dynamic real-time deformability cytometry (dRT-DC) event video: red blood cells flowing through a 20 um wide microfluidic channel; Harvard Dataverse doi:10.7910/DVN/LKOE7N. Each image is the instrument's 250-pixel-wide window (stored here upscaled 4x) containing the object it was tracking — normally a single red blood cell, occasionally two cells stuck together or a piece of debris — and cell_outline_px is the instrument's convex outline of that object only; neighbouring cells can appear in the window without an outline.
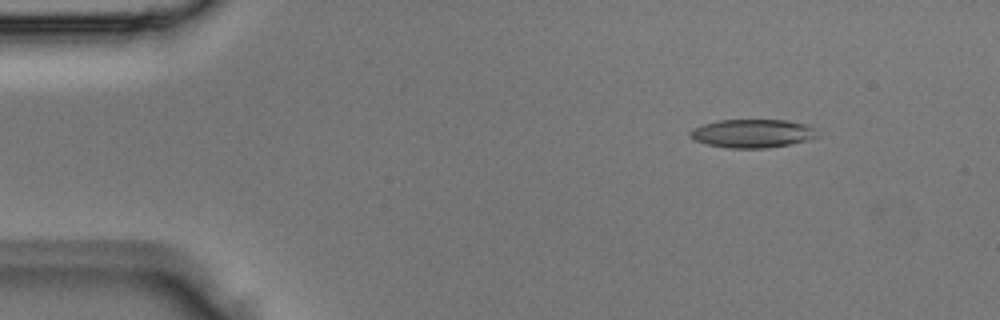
{"species": "Egyptian fruit bat (a non-hibernating species)", "species_latin": "Rousettus aegyptiacus", "temperature_condition": "room temperature", "stored_images_in_passage": 4, "segment_of_instrument_passage": [1, 2], "camera_frame_rate_fps": 3000, "um_per_image_px": 0.085, "animal": {"sex": "male"}, "frame": {"image": 1, "passage_image": 2, "time_ms": 0.333, "image_size_px": [1000, 320], "cell_outline_px": [[820, 136], [808, 140], [768, 148], [728, 148], [708, 144], [696, 140], [688, 136], [688, 132], [692, 128], [716, 120], [788, 120], [804, 124], [816, 128]], "centroid_in_image_um": [63.97, 11.34], "position_along_channel_um": 21.0, "area_um2": 21.21}}